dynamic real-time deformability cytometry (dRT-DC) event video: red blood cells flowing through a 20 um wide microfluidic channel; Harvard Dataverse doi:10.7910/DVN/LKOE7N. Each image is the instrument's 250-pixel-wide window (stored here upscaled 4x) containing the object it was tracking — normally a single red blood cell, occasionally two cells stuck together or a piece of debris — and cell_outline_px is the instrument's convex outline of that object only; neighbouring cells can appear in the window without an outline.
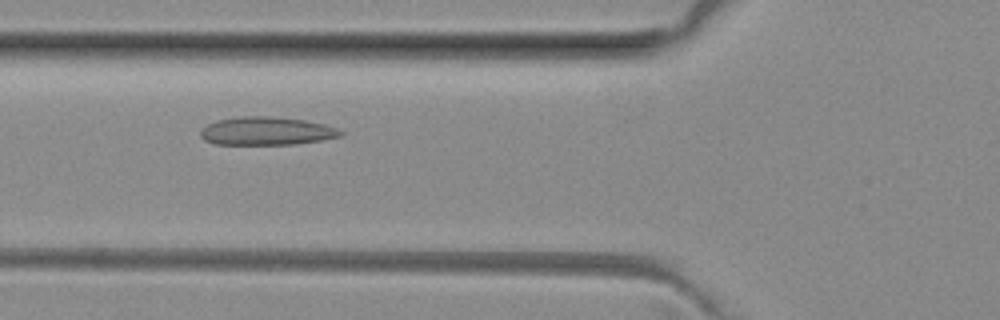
{"species": "common noctule bat (a hibernating species)", "species_latin": "Nyctalus noctula", "temperature_condition": "room temperature", "stored_images_in_passage": 33, "camera_frame_rate_fps": 3000, "um_per_image_px": 0.085, "animal": {"sex": "female", "body_mass_g": 29.2, "forearm_length_mm": 56.3}, "frame": {"image": 1, "passage_image": 4, "time_ms": 1.0, "image_size_px": [1000, 320], "cell_outline_px": [[344, 132], [340, 136], [324, 140], [296, 144], [216, 144], [204, 140], [200, 136], [200, 128], [216, 120], [240, 116], [272, 116], [304, 120], [324, 124], [336, 128]], "centroid_in_image_um": [22.63, 11.13], "position_along_channel_um": 103.2, "area_um2": 23.12}}
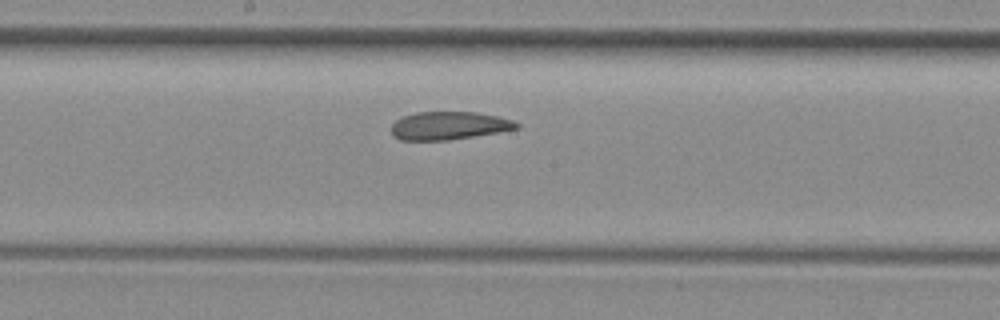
{"frame": {"image": 2, "passage_image": 12, "time_ms": 3.667, "image_size_px": [1000, 320], "cell_outline_px": [[520, 128], [500, 132], [448, 140], [400, 140], [392, 136], [392, 124], [396, 120], [404, 116], [416, 112], [476, 112], [496, 116], [512, 120], [520, 124]], "centroid_in_image_um": [38.16, 10.68], "position_along_channel_um": 210.0, "area_um2": 20.46}}
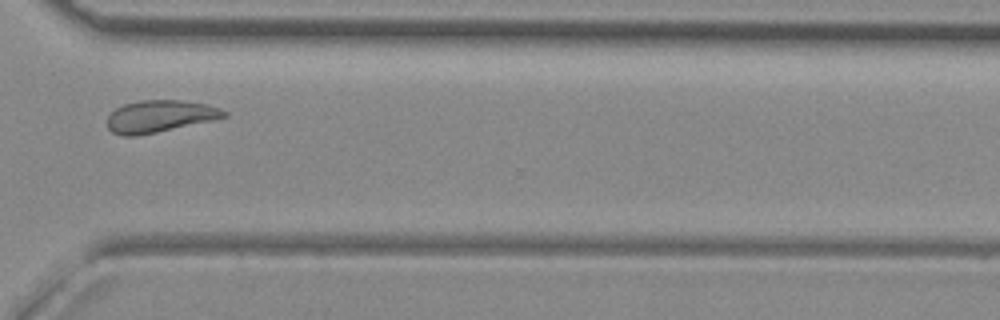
{"frame": {"image": 3, "passage_image": 23, "time_ms": 7.333, "image_size_px": [1000, 320], "cell_outline_px": [[228, 116], [212, 120], [156, 132], [136, 136], [120, 136], [112, 132], [108, 128], [108, 116], [116, 108], [124, 104], [140, 100], [184, 100], [204, 104], [220, 108], [228, 112]], "centroid_in_image_um": [13.57, 9.88], "position_along_channel_um": 357.0, "area_um2": 21.68}, "authors_computed_cell_mechanics": {"area_um2": 21.9062, "velocity_mm_per_s": 4.0116, "shape_relaxation_time_tau1_ms": null, "shape_relaxation_time_tau2_ms": 1.7308, "deformation_change_tau1": null, "deformation_change_tau2": 0.0856}}